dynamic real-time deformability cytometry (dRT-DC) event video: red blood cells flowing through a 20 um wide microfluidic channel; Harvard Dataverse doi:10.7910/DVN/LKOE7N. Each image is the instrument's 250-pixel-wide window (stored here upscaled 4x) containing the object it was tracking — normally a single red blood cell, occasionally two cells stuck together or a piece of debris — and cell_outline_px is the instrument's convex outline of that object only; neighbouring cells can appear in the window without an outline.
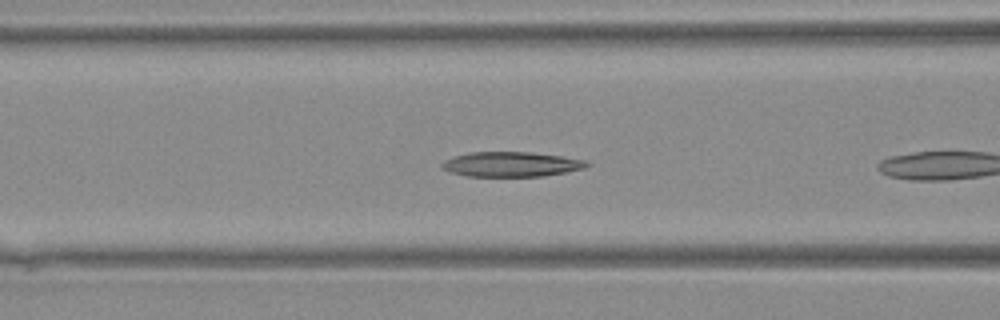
{"species": "Egyptian fruit bat (a non-hibernating species)", "species_latin": "Rousettus aegyptiacus", "temperature_condition": "warm", "stored_images_in_passage": 6, "camera_frame_rate_fps": 3000, "um_per_image_px": 0.085, "animal": {"sex": "female"}, "frame": {"image": 1, "passage_image": 5, "time_ms": 1.333, "image_size_px": [1000, 320], "cell_outline_px": [[592, 164], [584, 168], [564, 172], [540, 176], [468, 176], [448, 172], [440, 168], [440, 164], [444, 160], [452, 156], [468, 152], [528, 152], [560, 156], [588, 160]], "centroid_in_image_um": [43.4, 13.95], "position_along_channel_um": 123.2, "area_um2": 21.1}}